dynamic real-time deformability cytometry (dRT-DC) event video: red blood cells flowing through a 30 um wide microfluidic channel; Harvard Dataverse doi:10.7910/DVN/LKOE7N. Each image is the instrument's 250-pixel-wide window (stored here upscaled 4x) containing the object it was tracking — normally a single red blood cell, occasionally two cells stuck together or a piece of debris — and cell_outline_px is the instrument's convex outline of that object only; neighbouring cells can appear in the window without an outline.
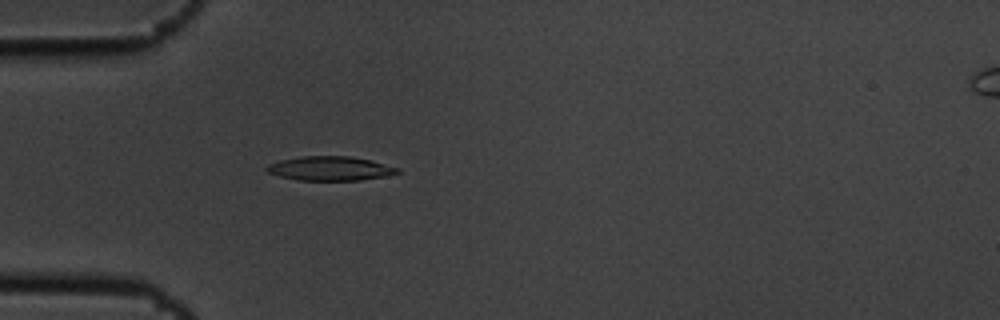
{"species": "common noctule bat (a hibernating species)", "species_latin": "Nyctalus noctula", "temperature_condition": "cold", "stored_images_in_passage": 3, "camera_frame_rate_fps": 3000, "um_per_image_px": 0.085, "animal": {"sex": "male", "body_mass_g": 19.5, "forearm_length_mm": 54.6}, "frame": {"image": 1, "passage_image": 3, "time_ms": 0.667, "image_size_px": [1000, 320], "cell_outline_px": [[400, 172], [388, 176], [360, 180], [300, 180], [280, 176], [268, 172], [264, 168], [268, 164], [280, 160], [300, 156], [352, 156], [372, 160], [400, 168]], "centroid_in_image_um": [28.1, 14.31], "position_along_channel_um": 56.9, "area_um2": 18.55}}